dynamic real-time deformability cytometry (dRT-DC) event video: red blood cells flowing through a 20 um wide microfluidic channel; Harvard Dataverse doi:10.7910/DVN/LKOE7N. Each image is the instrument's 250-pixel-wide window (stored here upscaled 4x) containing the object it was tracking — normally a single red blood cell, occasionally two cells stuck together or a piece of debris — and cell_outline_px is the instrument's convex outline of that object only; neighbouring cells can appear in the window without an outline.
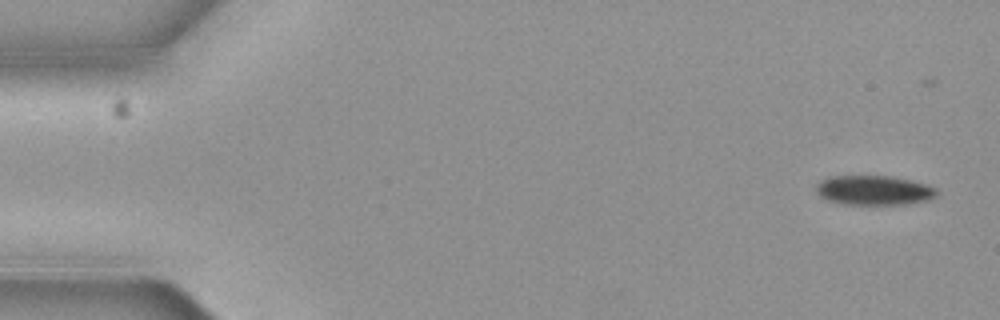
{"species": "common noctule bat (a hibernating species)", "species_latin": "Nyctalus noctula", "temperature_condition": "cold", "stored_images_in_passage": 5, "camera_frame_rate_fps": 3000, "um_per_image_px": 0.085, "animal": {"sex": "female", "body_mass_g": 19.3, "forearm_length_mm": 54.1}, "frame": {"image": 1, "passage_image": 1, "time_ms": 0.0, "image_size_px": [1000, 320], "cell_outline_px": [[936, 196], [928, 200], [904, 204], [844, 204], [828, 200], [820, 196], [816, 192], [816, 184], [820, 180], [832, 176], [888, 176], [908, 180], [924, 184], [932, 188], [936, 192]], "centroid_in_image_um": [74.21, 16.17], "position_along_channel_um": 10.8, "area_um2": 20.4}}
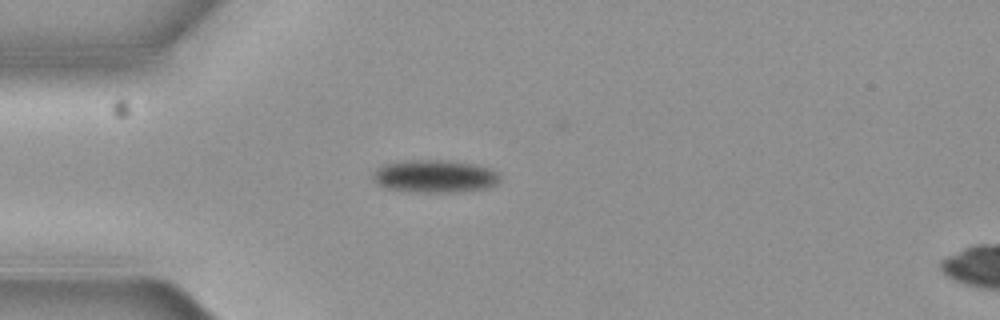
{"frame": {"image": 2, "passage_image": 5, "time_ms": 1.333, "image_size_px": [1000, 320], "cell_outline_px": [[500, 180], [492, 188], [464, 192], [408, 192], [384, 188], [372, 180], [372, 172], [376, 168], [384, 164], [412, 160], [432, 160], [472, 164], [488, 168], [500, 172]], "centroid_in_image_um": [36.95, 15.02], "position_along_channel_um": 48.0, "area_um2": 24.51}}